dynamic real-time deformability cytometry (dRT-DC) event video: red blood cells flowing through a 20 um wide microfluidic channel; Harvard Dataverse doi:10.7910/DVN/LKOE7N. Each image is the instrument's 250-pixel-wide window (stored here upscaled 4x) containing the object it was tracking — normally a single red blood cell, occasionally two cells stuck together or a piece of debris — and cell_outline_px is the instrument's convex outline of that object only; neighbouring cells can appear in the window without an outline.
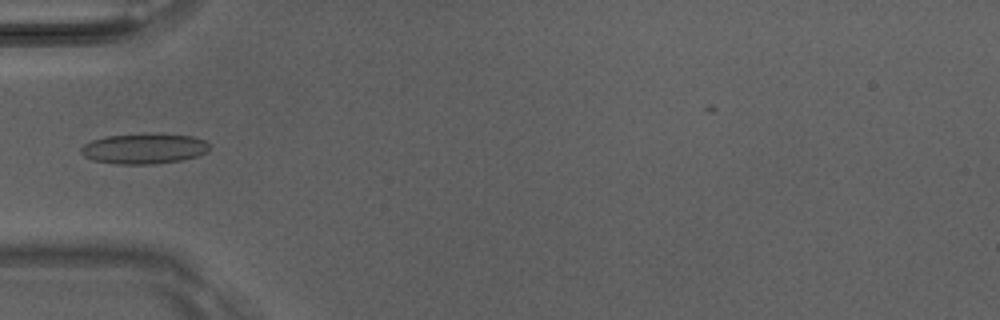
{"species": "Egyptian fruit bat (a non-hibernating species)", "species_latin": "Rousettus aegyptiacus", "temperature_condition": "room temperature", "stored_images_in_passage": 5, "camera_frame_rate_fps": 3000, "um_per_image_px": 0.085, "animal": {"sex": "male"}, "frame": {"image": 1, "passage_image": 4, "time_ms": 1.0, "image_size_px": [1000, 320], "cell_outline_px": [[208, 152], [196, 156], [180, 160], [152, 164], [120, 164], [92, 160], [84, 156], [80, 152], [80, 148], [84, 144], [92, 140], [108, 136], [192, 136], [204, 140], [208, 144]], "centroid_in_image_um": [12.2, 12.68], "position_along_channel_um": 72.8, "area_um2": 21.68}}